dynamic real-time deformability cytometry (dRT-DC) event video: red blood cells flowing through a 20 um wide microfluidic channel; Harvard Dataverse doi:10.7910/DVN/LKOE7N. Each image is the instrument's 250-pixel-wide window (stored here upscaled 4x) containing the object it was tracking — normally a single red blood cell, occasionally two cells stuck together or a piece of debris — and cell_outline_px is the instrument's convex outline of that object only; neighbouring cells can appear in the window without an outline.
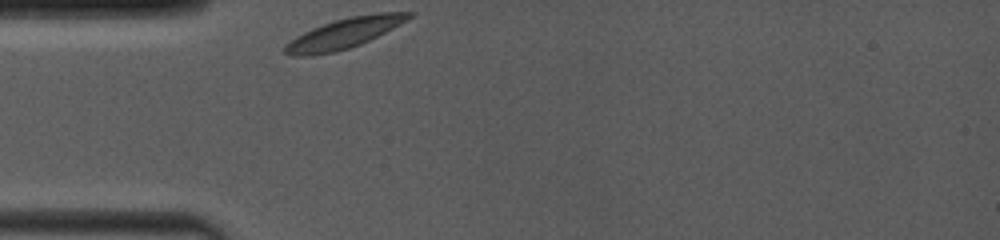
{"species": "common noctule bat (a hibernating species)", "species_latin": "Nyctalus noctula", "temperature_condition": "room temperature", "stored_images_in_passage": 41, "camera_frame_rate_fps": 4000, "um_per_image_px": 0.085, "animal": {"sex": "female", "body_mass_g": 19.0, "forearm_length_mm": 53.3}, "frame": {"image": 1, "passage_image": 1, "time_ms": 0.0, "image_size_px": [1000, 240], "cell_outline_px": [[416, 12], [412, 16], [392, 28], [360, 44], [336, 52], [312, 56], [292, 56], [284, 52], [284, 44], [296, 36], [312, 28], [336, 20], [352, 16], [380, 12]], "centroid_in_image_um": [29.19, 2.85], "position_along_channel_um": 55.8, "area_um2": 21.44}}
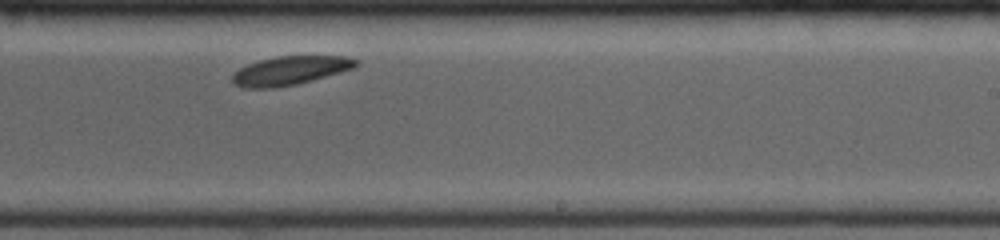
{"frame": {"image": 2, "passage_image": 22, "time_ms": 5.75, "image_size_px": [1000, 240], "cell_outline_px": [[360, 64], [352, 68], [340, 72], [312, 80], [296, 84], [272, 88], [244, 88], [232, 84], [232, 76], [240, 68], [248, 64], [260, 60], [276, 56], [348, 56], [360, 60]], "centroid_in_image_um": [24.67, 5.99], "position_along_channel_um": 264.3, "area_um2": 20.69}}
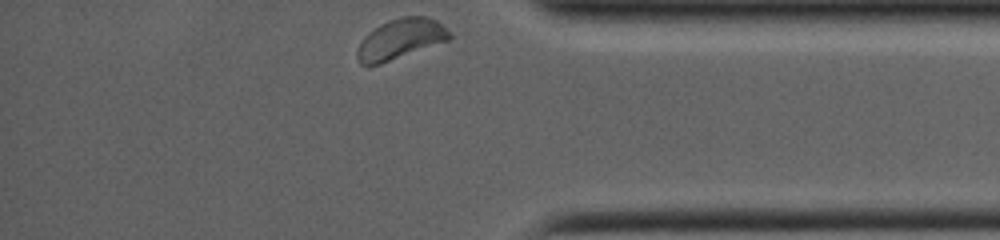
{"frame": {"image": 3, "passage_image": 40, "time_ms": 9.5, "image_size_px": [1000, 240], "cell_outline_px": [[452, 36], [448, 40], [380, 64], [368, 68], [360, 64], [356, 56], [356, 52], [364, 36], [368, 32], [380, 24], [388, 20], [400, 16], [424, 16], [436, 20]], "centroid_in_image_um": [33.97, 3.33], "position_along_channel_um": 401.2, "area_um2": 21.56}, "authors_computed_cell_mechanics": {"area_um2": 20.8658, "velocity_mm_per_s": 3.7532, "shape_relaxation_time_tau1_ms": 0.6949, "shape_relaxation_time_tau2_ms": null, "deformation_change_tau1": 0.0502, "deformation_change_tau2": null}}